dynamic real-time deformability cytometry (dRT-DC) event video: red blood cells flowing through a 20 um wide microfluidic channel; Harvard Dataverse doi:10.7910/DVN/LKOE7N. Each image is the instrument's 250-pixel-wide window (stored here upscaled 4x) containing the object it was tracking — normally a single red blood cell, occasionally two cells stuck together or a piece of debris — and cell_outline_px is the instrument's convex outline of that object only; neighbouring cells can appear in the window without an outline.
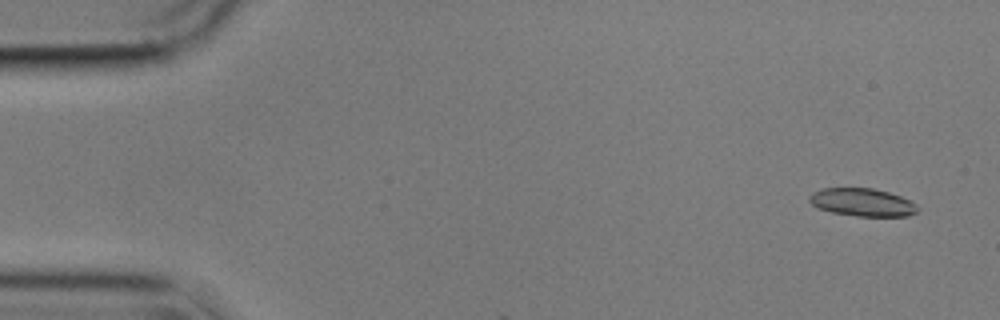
{"species": "common noctule bat (a hibernating species)", "species_latin": "Nyctalus noctula", "temperature_condition": "cold", "stored_images_in_passage": 6, "camera_frame_rate_fps": 3000, "um_per_image_px": 0.085, "animal": {"sex": "male", "body_mass_g": 17.9}, "frame": {"image": 1, "passage_image": 2, "time_ms": 0.333, "image_size_px": [1000, 320], "cell_outline_px": [[920, 208], [916, 212], [908, 216], [856, 216], [832, 212], [816, 208], [808, 200], [808, 196], [812, 192], [820, 188], [872, 188], [888, 192], [900, 196], [916, 204]], "centroid_in_image_um": [73.26, 17.19], "position_along_channel_um": 11.7, "area_um2": 17.69}}